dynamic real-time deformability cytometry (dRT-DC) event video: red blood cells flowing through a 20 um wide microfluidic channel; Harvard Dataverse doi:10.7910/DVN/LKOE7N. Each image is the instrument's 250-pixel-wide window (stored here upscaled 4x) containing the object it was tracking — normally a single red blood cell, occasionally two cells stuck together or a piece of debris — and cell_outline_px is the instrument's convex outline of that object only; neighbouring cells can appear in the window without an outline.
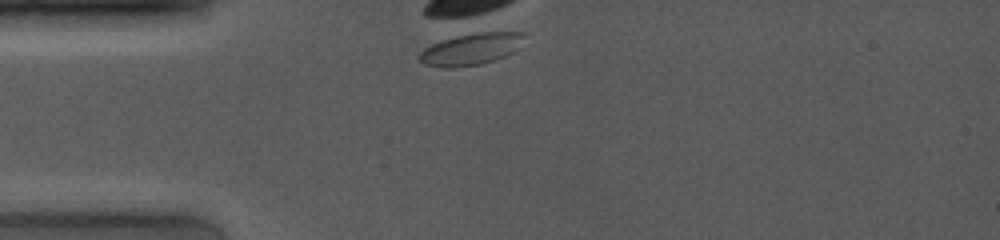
{"species": "common noctule bat (a hibernating species)", "species_latin": "Nyctalus noctula", "temperature_condition": "room temperature", "stored_images_in_passage": 1, "camera_frame_rate_fps": 4000, "um_per_image_px": 0.085, "animal": {"sex": "female", "body_mass_g": 19.0, "forearm_length_mm": 53.3}, "frame": {"image": 1, "passage_image": 1, "time_ms": 0.0, "image_size_px": [1000, 240], "cell_outline_px": [[524, 32], [512, 52], [496, 60], [480, 64], [452, 68], [444, 68], [424, 64], [416, 56], [424, 48], [440, 40], [464, 32]], "centroid_in_image_um": [39.91, 4.17], "position_along_channel_um": 45.1, "area_um2": 19.36}}